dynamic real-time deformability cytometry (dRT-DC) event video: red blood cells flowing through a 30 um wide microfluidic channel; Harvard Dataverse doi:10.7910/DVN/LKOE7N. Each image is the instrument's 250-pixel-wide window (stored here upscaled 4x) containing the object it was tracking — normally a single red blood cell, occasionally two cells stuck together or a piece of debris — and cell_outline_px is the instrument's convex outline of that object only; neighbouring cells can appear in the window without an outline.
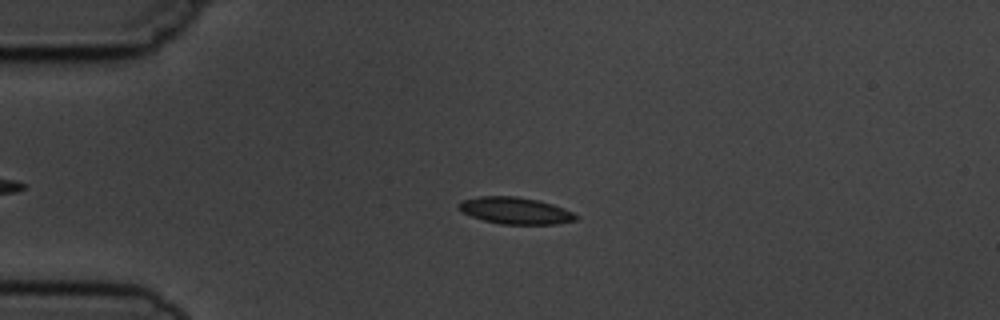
{"species": "common noctule bat (a hibernating species)", "species_latin": "Nyctalus noctula", "temperature_condition": "cold", "stored_images_in_passage": 4, "camera_frame_rate_fps": 3000, "um_per_image_px": 0.085, "animal": {"sex": "male", "body_mass_g": 19.5, "forearm_length_mm": 54.6}, "frame": {"image": 1, "passage_image": 3, "time_ms": 2.333, "image_size_px": [1000, 320], "cell_outline_px": [[580, 220], [556, 224], [500, 224], [484, 220], [460, 212], [456, 208], [456, 204], [460, 200], [480, 196], [516, 196], [536, 200], [552, 204], [564, 208], [580, 216]], "centroid_in_image_um": [43.78, 17.9], "position_along_channel_um": 41.2, "area_um2": 18.55}}